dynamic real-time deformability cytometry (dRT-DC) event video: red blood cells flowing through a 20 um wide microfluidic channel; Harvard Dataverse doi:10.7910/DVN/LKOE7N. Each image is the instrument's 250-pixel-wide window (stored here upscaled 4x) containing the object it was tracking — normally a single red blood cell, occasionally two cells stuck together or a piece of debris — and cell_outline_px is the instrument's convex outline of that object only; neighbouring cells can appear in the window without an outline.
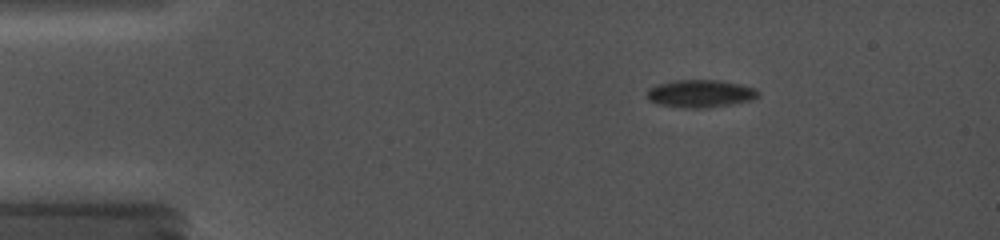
{"species": "common noctule bat (a hibernating species)", "species_latin": "Nyctalus noctula", "temperature_condition": "cold", "stored_images_in_passage": 35, "camera_frame_rate_fps": 5000, "um_per_image_px": 0.085, "animal": {"sex": "female", "body_mass_g": 19.0, "forearm_length_mm": 56.7}, "frame": {"image": 1, "passage_image": 1, "time_ms": 0.0, "image_size_px": [1000, 240], "cell_outline_px": [[760, 96], [752, 100], [708, 108], [684, 108], [656, 104], [648, 100], [648, 88], [656, 84], [672, 80], [720, 80], [740, 84], [756, 88], [760, 92]], "centroid_in_image_um": [59.53, 7.95], "position_along_channel_um": 25.5, "area_um2": 18.21}}
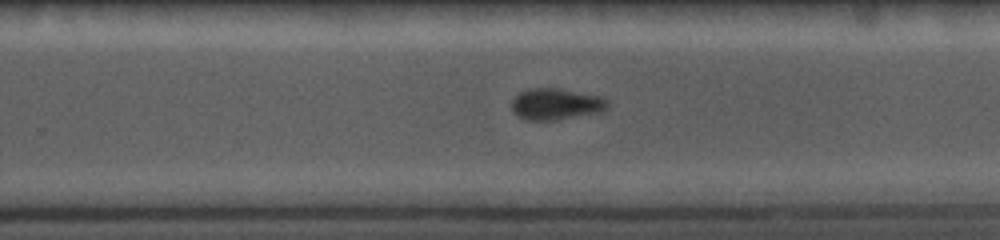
{"frame": {"image": 2, "passage_image": 22, "time_ms": 8.6, "image_size_px": [1000, 240], "cell_outline_px": [[608, 108], [600, 112], [552, 120], [524, 120], [512, 112], [512, 100], [520, 92], [528, 88], [560, 88], [604, 96], [608, 100]], "centroid_in_image_um": [47.27, 8.83], "position_along_channel_um": 282.5, "area_um2": 17.74}}
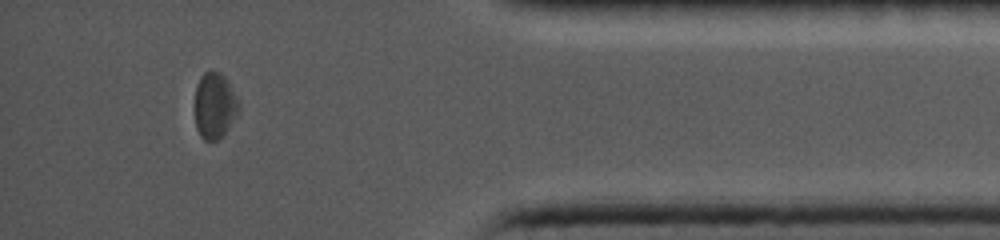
{"frame": {"image": 3, "passage_image": 32, "time_ms": 12.6, "image_size_px": [1000, 240], "cell_outline_px": [[240, 112], [224, 136], [216, 140], [204, 140], [200, 136], [196, 128], [192, 108], [196, 84], [200, 76], [204, 72], [212, 68], [220, 72], [224, 76], [240, 100]], "centroid_in_image_um": [18.22, 8.96], "position_along_channel_um": 417.0, "area_um2": 18.03}}